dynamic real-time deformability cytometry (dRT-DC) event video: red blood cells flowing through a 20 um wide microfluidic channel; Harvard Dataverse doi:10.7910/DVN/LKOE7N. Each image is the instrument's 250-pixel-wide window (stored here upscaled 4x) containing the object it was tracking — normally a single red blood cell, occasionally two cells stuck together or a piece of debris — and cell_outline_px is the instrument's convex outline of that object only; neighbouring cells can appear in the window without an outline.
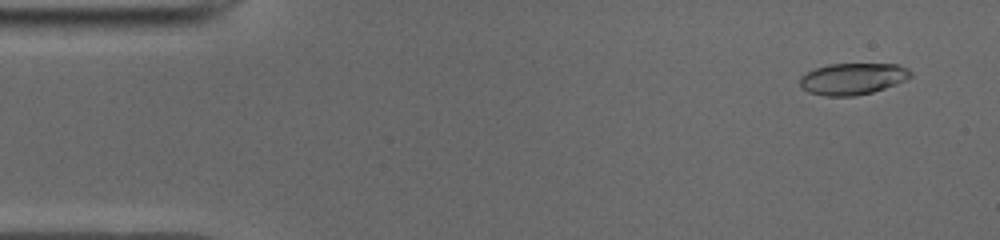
{"species": "common noctule bat (a hibernating species)", "species_latin": "Nyctalus noctula", "temperature_condition": "cold", "stored_images_in_passage": 50, "camera_frame_rate_fps": 3000, "um_per_image_px": 0.085, "animal": {"sex": "male", "body_mass_g": 19.0, "forearm_length_mm": 50.8}, "frame": {"image": 1, "passage_image": 3, "time_ms": 0.667, "image_size_px": [1000, 240], "cell_outline_px": [[912, 76], [896, 84], [872, 92], [852, 96], [824, 96], [808, 92], [800, 88], [800, 76], [816, 68], [828, 64], [896, 64], [908, 68], [912, 72]], "centroid_in_image_um": [72.46, 6.7], "position_along_channel_um": 12.5, "area_um2": 20.35}}
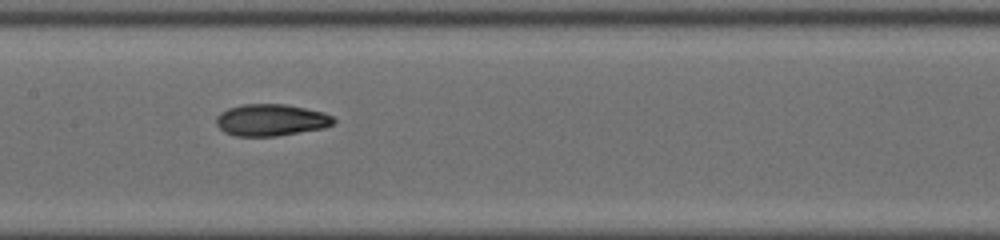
{"frame": {"image": 2, "passage_image": 24, "time_ms": 7.667, "image_size_px": [1000, 240], "cell_outline_px": [[336, 120], [332, 124], [324, 128], [276, 136], [236, 136], [224, 132], [216, 124], [216, 116], [220, 112], [228, 108], [244, 104], [284, 104], [324, 112], [332, 116]], "centroid_in_image_um": [23.02, 10.2], "position_along_channel_um": 184.4, "area_um2": 21.73}}
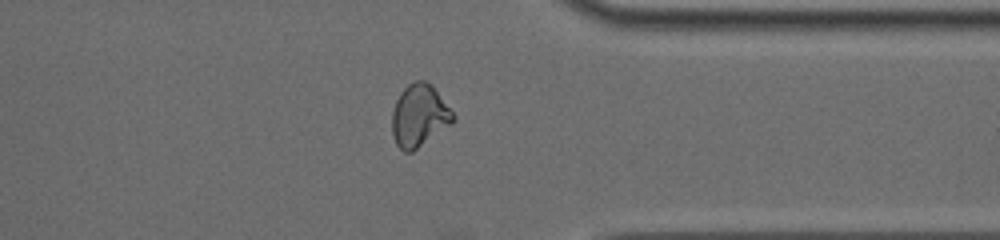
{"frame": {"image": 3, "passage_image": 39, "time_ms": 12.667, "image_size_px": [1000, 240], "cell_outline_px": [[456, 120], [452, 124], [412, 152], [404, 152], [396, 144], [392, 132], [392, 112], [396, 100], [400, 92], [408, 84], [416, 80], [424, 80], [436, 92], [456, 116]], "centroid_in_image_um": [35.62, 9.86], "position_along_channel_um": 375.8, "area_um2": 21.96}, "authors_computed_cell_mechanics": {"area_um2": 21.6461, "velocity_mm_per_s": 3.966, "shape_relaxation_time_tau1_ms": 6.6387, "shape_relaxation_time_tau2_ms": 2.8065, "deformation_change_tau1": 0.2112, "deformation_change_tau2": 0.0744}}